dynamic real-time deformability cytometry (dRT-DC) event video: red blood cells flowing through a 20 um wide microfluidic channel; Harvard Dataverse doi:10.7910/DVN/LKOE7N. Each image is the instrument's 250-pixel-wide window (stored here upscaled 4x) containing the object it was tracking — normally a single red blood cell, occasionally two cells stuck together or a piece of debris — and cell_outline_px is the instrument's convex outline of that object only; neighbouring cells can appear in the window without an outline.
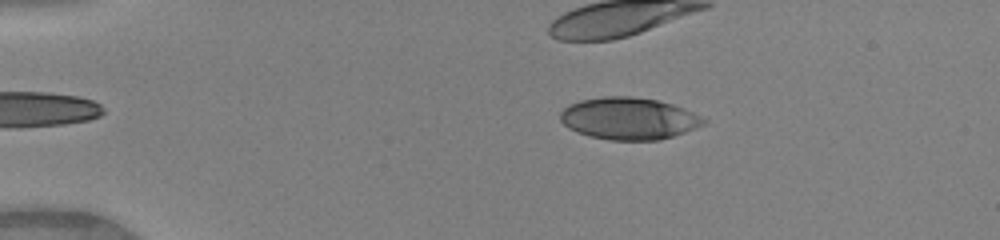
{"species": "human", "species_latin": "Homo sapiens", "temperature_condition": "warm", "stored_images_in_passage": 38, "camera_frame_rate_fps": 3000, "um_per_image_px": 0.085, "donor": {"sex": "female"}, "frame": {"image": 1, "passage_image": 6, "time_ms": 1.667, "image_size_px": [1000, 240], "cell_outline_px": [[708, 120], [704, 124], [696, 128], [660, 140], [608, 140], [588, 136], [576, 132], [568, 128], [560, 120], [560, 112], [568, 104], [580, 100], [604, 96], [632, 96], [656, 100], [672, 104], [684, 108]], "centroid_in_image_um": [53.42, 10.07], "position_along_channel_um": 31.6, "area_um2": 35.26}}